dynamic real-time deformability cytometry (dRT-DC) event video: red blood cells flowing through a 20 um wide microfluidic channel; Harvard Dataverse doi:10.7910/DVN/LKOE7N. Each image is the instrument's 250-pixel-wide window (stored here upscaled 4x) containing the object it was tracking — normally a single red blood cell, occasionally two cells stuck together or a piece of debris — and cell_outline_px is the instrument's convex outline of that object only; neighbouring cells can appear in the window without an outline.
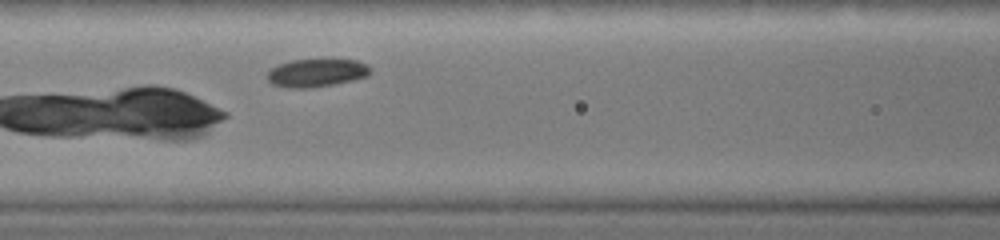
{"species": "common noctule bat (a hibernating species)", "species_latin": "Nyctalus noctula", "temperature_condition": "warm", "stored_images_in_passage": 23, "camera_frame_rate_fps": 3000, "um_per_image_px": 0.085, "animal": {"sex": "female", "body_mass_g": 19.0, "forearm_length_mm": 51.5}, "frame": {"image": 1, "passage_image": 10, "time_ms": 4.333, "image_size_px": [1000, 240], "cell_outline_px": [[368, 76], [352, 80], [332, 84], [308, 88], [292, 88], [272, 84], [268, 80], [268, 72], [272, 68], [280, 64], [292, 60], [324, 56], [328, 56], [356, 60], [368, 64]], "centroid_in_image_um": [26.93, 6.12], "position_along_channel_um": 139.7, "area_um2": 17.4}}